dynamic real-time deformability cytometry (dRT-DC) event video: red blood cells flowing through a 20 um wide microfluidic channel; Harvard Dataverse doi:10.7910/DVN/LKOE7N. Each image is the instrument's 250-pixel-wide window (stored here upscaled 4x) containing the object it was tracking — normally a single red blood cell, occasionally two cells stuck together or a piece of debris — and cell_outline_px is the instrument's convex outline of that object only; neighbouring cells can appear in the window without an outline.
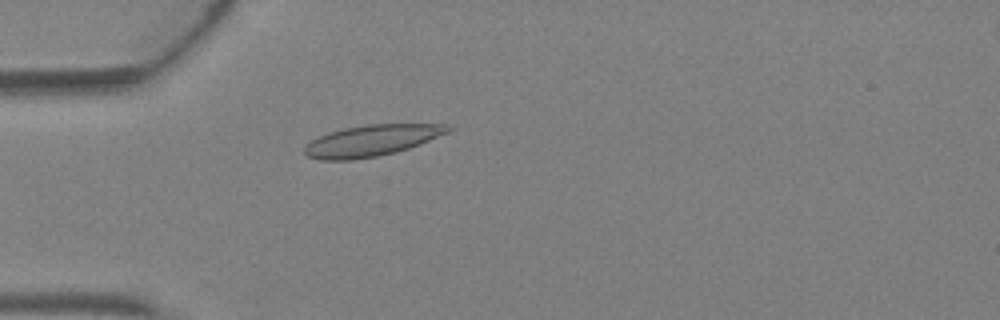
{"species": "Egyptian fruit bat (a non-hibernating species)", "species_latin": "Rousettus aegyptiacus", "temperature_condition": "warm", "stored_images_in_passage": 2, "camera_frame_rate_fps": 3000, "um_per_image_px": 0.085, "animal": {"sex": "female"}, "frame": {"image": 1, "passage_image": 2, "time_ms": 0.333, "image_size_px": [1000, 320], "cell_outline_px": [[452, 128], [448, 132], [420, 144], [396, 152], [376, 156], [352, 160], [320, 160], [308, 156], [304, 152], [304, 144], [328, 132], [344, 128], [364, 124], [448, 124]], "centroid_in_image_um": [31.56, 11.94], "position_along_channel_um": 53.4, "area_um2": 26.07}}